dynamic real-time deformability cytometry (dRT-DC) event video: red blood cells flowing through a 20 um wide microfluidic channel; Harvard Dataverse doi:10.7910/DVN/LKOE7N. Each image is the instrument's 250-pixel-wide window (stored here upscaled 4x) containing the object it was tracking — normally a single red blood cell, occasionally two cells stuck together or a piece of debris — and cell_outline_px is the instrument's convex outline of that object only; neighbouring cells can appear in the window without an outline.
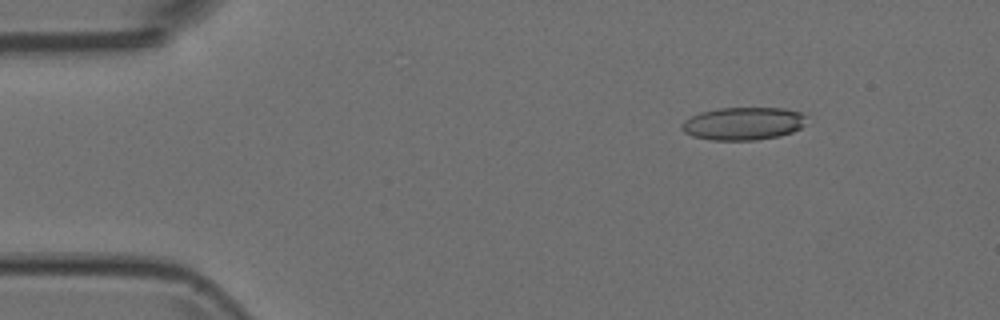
{"species": "Egyptian fruit bat (a non-hibernating species)", "species_latin": "Rousettus aegyptiacus", "temperature_condition": "room temperature", "stored_images_in_passage": 4, "camera_frame_rate_fps": 3000, "um_per_image_px": 0.085, "animal": {"sex": "female"}, "frame": {"image": 1, "passage_image": 1, "time_ms": 0.0, "image_size_px": [1000, 320], "cell_outline_px": [[804, 124], [800, 128], [792, 132], [780, 136], [756, 140], [712, 140], [692, 136], [684, 132], [680, 128], [680, 124], [684, 120], [700, 112], [716, 108], [784, 108], [804, 112]], "centroid_in_image_um": [63.15, 10.5], "position_along_channel_um": 21.8, "area_um2": 24.04}}
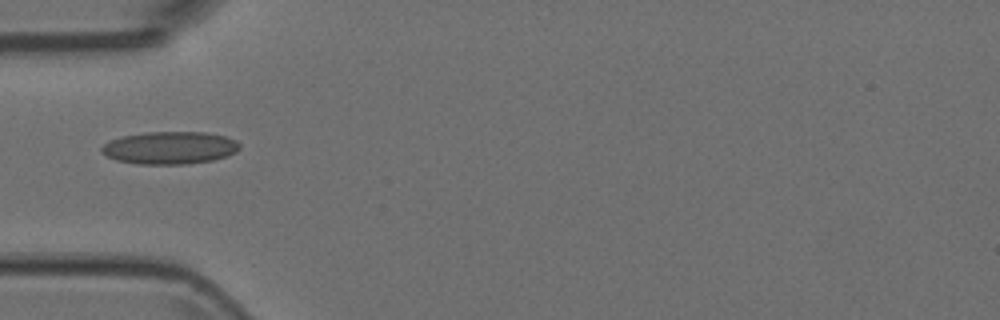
{"frame": {"image": 2, "passage_image": 4, "time_ms": 1.0, "image_size_px": [1000, 320], "cell_outline_px": [[240, 148], [236, 152], [228, 156], [212, 160], [184, 164], [136, 164], [116, 160], [100, 152], [100, 148], [108, 140], [120, 136], [148, 132], [204, 132], [224, 136], [236, 140], [240, 144]], "centroid_in_image_um": [14.41, 12.56], "position_along_channel_um": 70.6, "area_um2": 26.36}}